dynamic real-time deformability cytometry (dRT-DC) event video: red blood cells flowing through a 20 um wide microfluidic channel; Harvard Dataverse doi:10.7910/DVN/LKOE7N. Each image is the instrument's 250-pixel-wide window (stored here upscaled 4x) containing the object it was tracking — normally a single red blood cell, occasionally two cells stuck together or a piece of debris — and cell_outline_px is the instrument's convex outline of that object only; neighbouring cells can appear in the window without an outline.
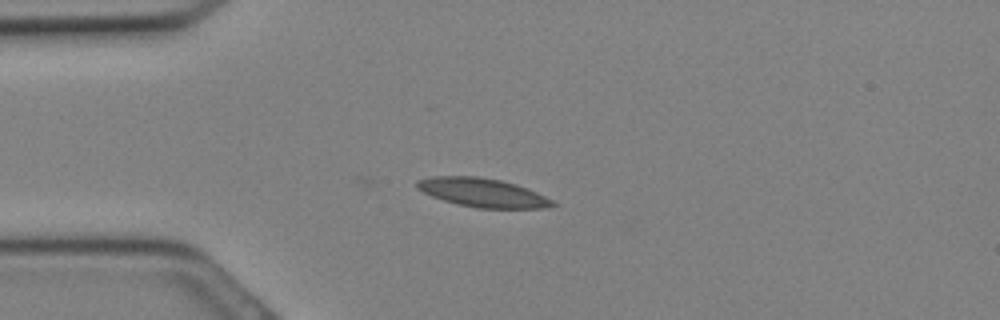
{"species": "Egyptian fruit bat (a non-hibernating species)", "species_latin": "Rousettus aegyptiacus", "temperature_condition": "cold", "stored_images_in_passage": 25, "camera_frame_rate_fps": 3000, "um_per_image_px": 0.085, "animal": {"sex": "female"}, "frame": {"image": 1, "passage_image": 1, "time_ms": 0.0, "image_size_px": [1000, 320], "cell_outline_px": [[556, 204], [548, 208], [476, 208], [444, 200], [432, 196], [416, 188], [416, 180], [432, 176], [476, 176], [500, 180], [516, 184], [536, 192], [552, 200]], "centroid_in_image_um": [41.0, 16.37], "position_along_channel_um": 44.0, "area_um2": 22.54}}
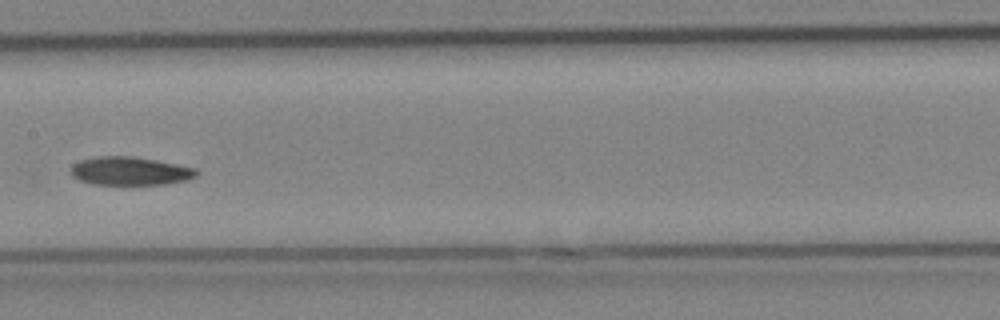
{"frame": {"image": 2, "passage_image": 9, "time_ms": 2.667, "image_size_px": [1000, 320], "cell_outline_px": [[200, 172], [196, 176], [184, 180], [164, 184], [92, 184], [80, 180], [72, 176], [72, 164], [80, 160], [100, 156], [132, 156], [156, 160], [196, 168]], "centroid_in_image_um": [11.05, 14.53], "position_along_channel_um": 196.3, "area_um2": 20.58}}
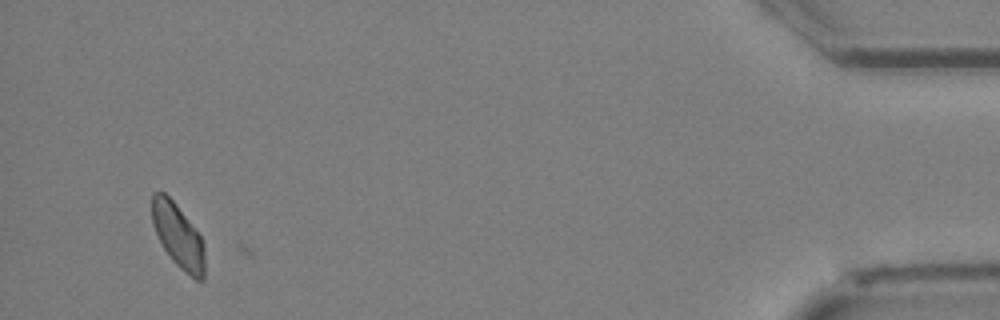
{"frame": {"image": 3, "passage_image": 23, "time_ms": 7.333, "image_size_px": [1000, 320], "cell_outline_px": [[204, 280], [196, 280], [180, 268], [172, 260], [164, 248], [152, 224], [152, 192], [164, 192], [176, 204], [200, 236], [204, 244]], "centroid_in_image_um": [15.13, 20.05], "position_along_channel_um": 420.1, "area_um2": 19.36}}